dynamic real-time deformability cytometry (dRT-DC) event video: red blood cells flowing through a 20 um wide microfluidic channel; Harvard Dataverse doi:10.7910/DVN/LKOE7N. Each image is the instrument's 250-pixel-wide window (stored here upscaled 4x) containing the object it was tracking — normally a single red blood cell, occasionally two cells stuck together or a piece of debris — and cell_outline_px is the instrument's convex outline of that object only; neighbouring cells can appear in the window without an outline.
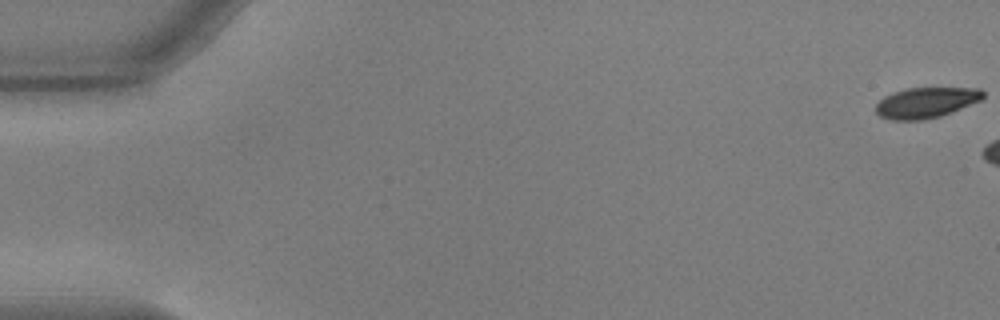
{"species": "common noctule bat (a hibernating species)", "species_latin": "Nyctalus noctula", "temperature_condition": "warm", "stored_images_in_passage": 6, "camera_frame_rate_fps": 3000, "um_per_image_px": 0.085, "animal": {"sex": "male", "body_mass_g": 17.9, "forearm_length_mm": 54.2}, "frame": {"image": 1, "passage_image": 1, "time_ms": 0.0, "image_size_px": [1000, 320], "cell_outline_px": [[984, 96], [980, 100], [952, 112], [940, 116], [924, 120], [892, 120], [880, 116], [876, 112], [876, 104], [884, 96], [892, 92], [908, 88], [980, 88], [984, 92]], "centroid_in_image_um": [78.7, 8.72], "position_along_channel_um": 6.3, "area_um2": 19.07}}